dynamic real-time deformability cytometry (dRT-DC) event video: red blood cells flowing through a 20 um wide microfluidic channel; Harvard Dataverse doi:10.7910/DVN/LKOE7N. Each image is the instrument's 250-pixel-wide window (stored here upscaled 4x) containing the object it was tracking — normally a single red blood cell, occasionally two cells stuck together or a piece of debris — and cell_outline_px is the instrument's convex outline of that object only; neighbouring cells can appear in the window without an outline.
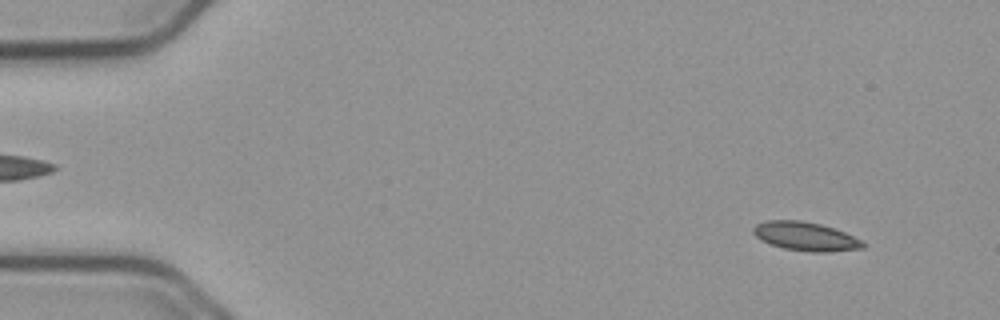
{"species": "common noctule bat (a hibernating species)", "species_latin": "Nyctalus noctula", "temperature_condition": "cold", "stored_images_in_passage": 15, "camera_frame_rate_fps": 3000, "um_per_image_px": 0.085, "animal": {"sex": "male", "body_mass_g": 23.1, "forearm_length_mm": 52.7}, "frame": {"image": 1, "passage_image": 5, "time_ms": 1.333, "image_size_px": [1000, 320], "cell_outline_px": [[864, 248], [828, 252], [812, 252], [784, 248], [760, 240], [752, 232], [752, 228], [756, 224], [768, 220], [800, 220], [820, 224], [844, 232], [860, 240], [864, 244]], "centroid_in_image_um": [68.43, 20.09], "position_along_channel_um": 16.6, "area_um2": 18.15}}